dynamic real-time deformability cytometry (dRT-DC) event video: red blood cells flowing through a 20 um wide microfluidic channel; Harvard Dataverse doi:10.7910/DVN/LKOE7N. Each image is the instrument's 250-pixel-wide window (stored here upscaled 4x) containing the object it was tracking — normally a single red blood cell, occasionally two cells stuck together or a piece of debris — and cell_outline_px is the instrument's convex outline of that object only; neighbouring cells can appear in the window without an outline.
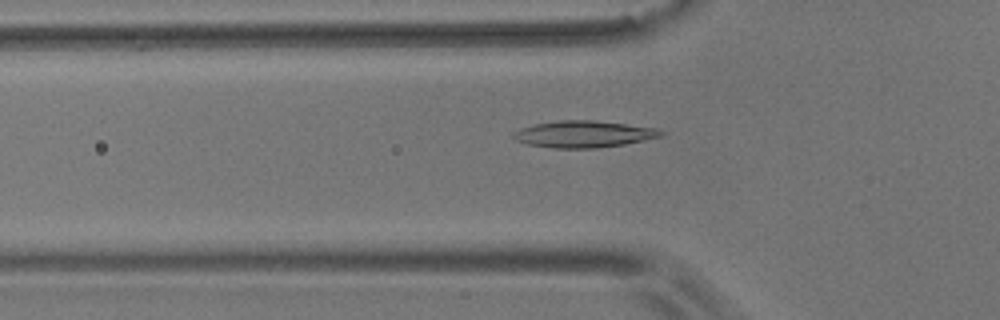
{"species": "common noctule bat (a hibernating species)", "species_latin": "Nyctalus noctula", "temperature_condition": "room temperature", "stored_images_in_passage": 51, "camera_frame_rate_fps": 3000, "um_per_image_px": 0.085, "animal": {"sex": "male", "body_mass_g": 17.9}, "frame": {"image": 1, "passage_image": 18, "time_ms": 5.667, "image_size_px": [1000, 320], "cell_outline_px": [[664, 132], [660, 136], [624, 144], [596, 148], [556, 148], [528, 144], [516, 140], [512, 136], [512, 132], [520, 128], [536, 124], [556, 120], [592, 120], [660, 128]], "centroid_in_image_um": [49.59, 11.39], "position_along_channel_um": 76.2, "area_um2": 22.83}}
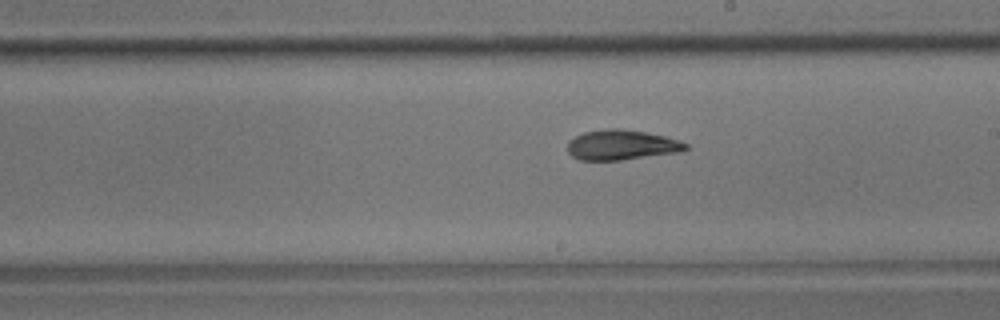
{"frame": {"image": 2, "passage_image": 31, "time_ms": 10.0, "image_size_px": [1000, 320], "cell_outline_px": [[688, 148], [680, 152], [620, 160], [580, 160], [572, 156], [568, 152], [568, 140], [584, 132], [604, 128], [620, 128], [644, 132], [664, 136], [688, 144]], "centroid_in_image_um": [52.8, 12.32], "position_along_channel_um": 236.2, "area_um2": 20.63}}
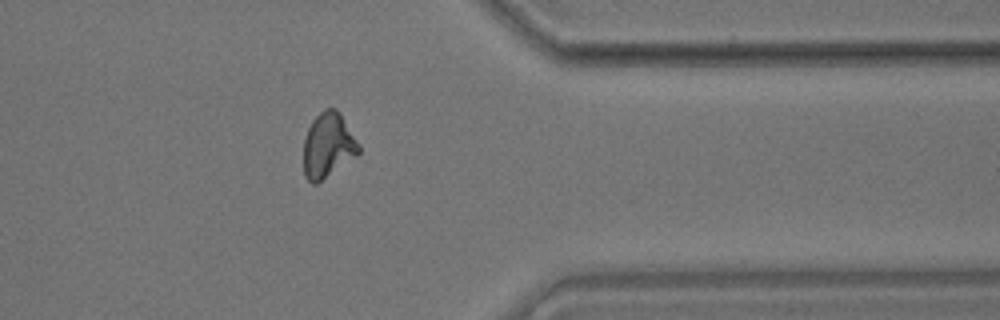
{"frame": {"image": 3, "passage_image": 44, "time_ms": 14.333, "image_size_px": [1000, 320], "cell_outline_px": [[360, 152], [356, 156], [316, 184], [312, 184], [304, 176], [304, 140], [308, 128], [312, 120], [324, 108], [336, 108], [340, 112], [360, 144]], "centroid_in_image_um": [27.89, 12.34], "position_along_channel_um": 383.5, "area_um2": 20.92}, "authors_computed_cell_mechanics": {"area_um2": 20.808, "velocity_mm_per_s": 3.6744, "shape_relaxation_time_tau1_ms": 8.236, "shape_relaxation_time_tau2_ms": 1.7672, "deformation_change_tau1": 0.2284, "deformation_change_tau2": 0.0786}}